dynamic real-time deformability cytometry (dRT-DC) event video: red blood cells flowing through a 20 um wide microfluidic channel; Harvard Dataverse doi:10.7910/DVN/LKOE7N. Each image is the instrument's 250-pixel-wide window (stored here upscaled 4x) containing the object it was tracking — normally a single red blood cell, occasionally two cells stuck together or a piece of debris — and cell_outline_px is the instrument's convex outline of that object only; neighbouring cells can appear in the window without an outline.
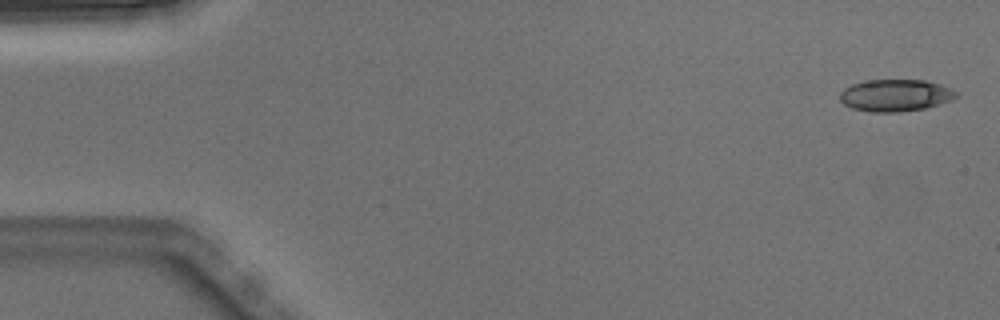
{"species": "Egyptian fruit bat (a non-hibernating species)", "species_latin": "Rousettus aegyptiacus", "temperature_condition": "warm", "stored_images_in_passage": 4, "camera_frame_rate_fps": 3000, "um_per_image_px": 0.085, "animal": {"sex": "male"}, "frame": {"image": 1, "passage_image": 1, "time_ms": 0.0, "image_size_px": [1000, 320], "cell_outline_px": [[960, 92], [952, 100], [924, 108], [900, 112], [872, 112], [852, 108], [844, 104], [840, 100], [840, 92], [844, 88], [852, 84], [864, 80], [924, 80], [940, 84], [952, 88]], "centroid_in_image_um": [76.12, 8.1], "position_along_channel_um": 8.9, "area_um2": 21.79}}
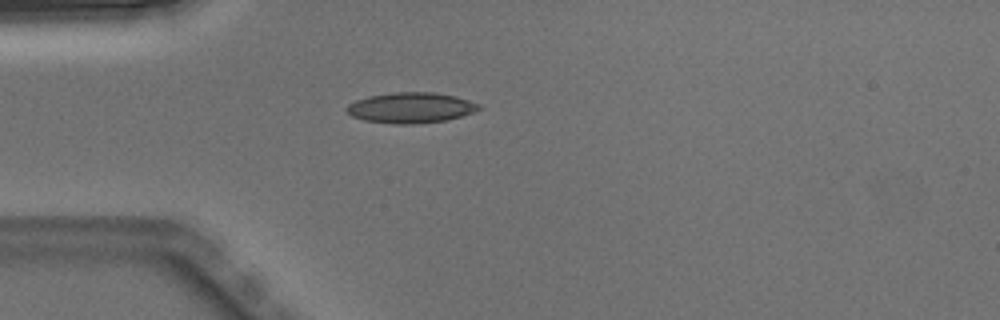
{"frame": {"image": 2, "passage_image": 4, "time_ms": 1.0, "image_size_px": [1000, 320], "cell_outline_px": [[484, 108], [448, 120], [412, 124], [396, 124], [364, 120], [352, 116], [344, 108], [348, 104], [356, 100], [368, 96], [392, 92], [436, 92], [456, 96], [480, 104]], "centroid_in_image_um": [34.93, 9.15], "position_along_channel_um": 50.1, "area_um2": 23.64}}